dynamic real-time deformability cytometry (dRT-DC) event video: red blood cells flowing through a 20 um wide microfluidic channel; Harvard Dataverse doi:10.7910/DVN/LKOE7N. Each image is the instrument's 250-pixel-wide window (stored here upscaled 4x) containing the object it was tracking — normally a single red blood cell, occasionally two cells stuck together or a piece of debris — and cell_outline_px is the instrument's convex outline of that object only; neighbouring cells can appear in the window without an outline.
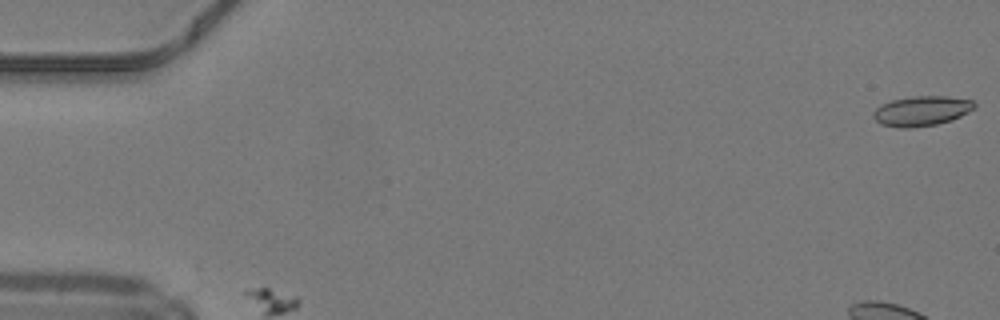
{"species": "common noctule bat (a hibernating species)", "species_latin": "Nyctalus noctula", "temperature_condition": "warm", "stored_images_in_passage": 6, "camera_frame_rate_fps": 3000, "um_per_image_px": 0.085, "animal": {"sex": "male", "body_mass_g": 19.2, "forearm_length_mm": 51.8}, "frame": {"image": 1, "passage_image": 1, "time_ms": 0.0, "image_size_px": [1000, 320], "cell_outline_px": [[976, 108], [952, 120], [936, 124], [912, 128], [900, 128], [880, 124], [872, 116], [872, 112], [880, 104], [892, 100], [912, 96], [948, 96], [972, 100], [976, 104]], "centroid_in_image_um": [78.32, 9.43], "position_along_channel_um": 6.7, "area_um2": 17.8}}